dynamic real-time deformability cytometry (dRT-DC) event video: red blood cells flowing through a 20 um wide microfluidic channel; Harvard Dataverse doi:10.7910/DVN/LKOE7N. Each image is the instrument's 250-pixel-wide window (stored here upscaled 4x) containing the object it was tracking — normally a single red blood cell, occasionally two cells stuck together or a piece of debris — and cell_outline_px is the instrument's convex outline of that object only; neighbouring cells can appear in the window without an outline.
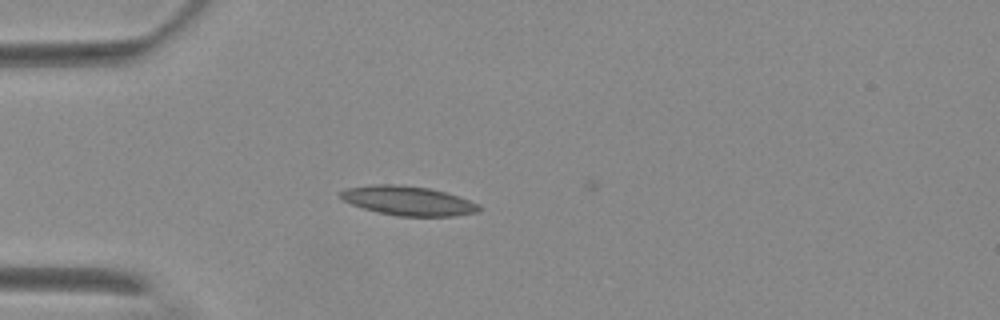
{"species": "Egyptian fruit bat (a non-hibernating species)", "species_latin": "Rousettus aegyptiacus", "temperature_condition": "warm", "stored_images_in_passage": 8, "camera_frame_rate_fps": 3000, "um_per_image_px": 0.085, "animal": {"sex": "female"}, "frame": {"image": 1, "passage_image": 7, "time_ms": 8.0, "image_size_px": [1000, 320], "cell_outline_px": [[480, 208], [476, 212], [452, 216], [396, 216], [364, 208], [352, 204], [344, 200], [340, 196], [340, 192], [348, 188], [372, 184], [396, 184], [428, 188], [460, 196], [480, 204]], "centroid_in_image_um": [34.71, 17.06], "position_along_channel_um": 50.3, "area_um2": 23.41}}